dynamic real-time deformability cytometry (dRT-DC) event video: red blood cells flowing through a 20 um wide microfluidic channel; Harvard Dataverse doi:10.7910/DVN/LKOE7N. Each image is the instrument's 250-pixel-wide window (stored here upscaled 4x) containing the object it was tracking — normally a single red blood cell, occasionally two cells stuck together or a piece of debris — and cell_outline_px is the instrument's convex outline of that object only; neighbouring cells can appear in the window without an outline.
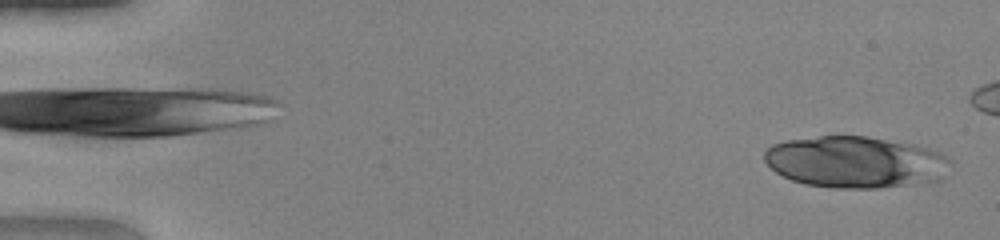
{"species": "human", "species_latin": "Homo sapiens", "temperature_condition": "warm", "stored_images_in_passage": 18, "camera_frame_rate_fps": 3000, "um_per_image_px": 0.085, "donor": {"sex": "female"}, "frame": {"image": 1, "passage_image": 1, "time_ms": 0.0, "image_size_px": [1000, 240], "cell_outline_px": [[948, 160], [944, 176], [940, 180], [928, 184], [880, 188], [832, 188], [804, 184], [792, 180], [776, 172], [764, 160], [764, 152], [772, 144], [784, 140], [820, 136], [864, 136], [912, 144], [928, 148], [940, 152]], "centroid_in_image_um": [72.7, 13.79], "position_along_channel_um": 12.3, "area_um2": 56.18}}